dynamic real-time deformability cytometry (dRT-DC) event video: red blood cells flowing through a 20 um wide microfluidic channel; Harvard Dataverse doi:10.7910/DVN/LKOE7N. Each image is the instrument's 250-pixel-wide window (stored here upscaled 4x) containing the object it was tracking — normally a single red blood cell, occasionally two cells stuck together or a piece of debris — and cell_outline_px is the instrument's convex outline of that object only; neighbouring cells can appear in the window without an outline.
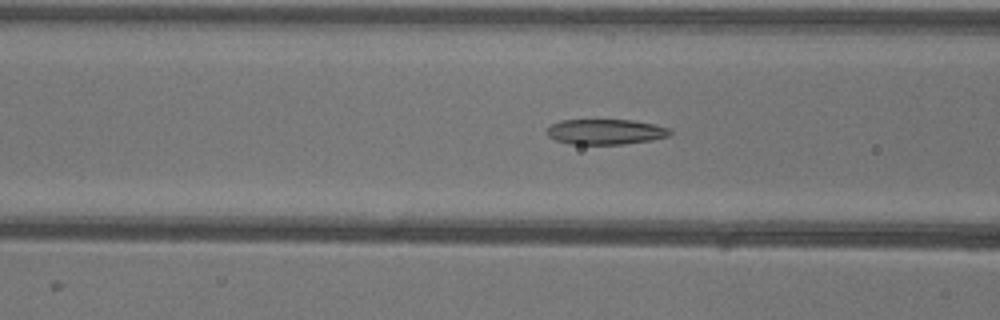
{"species": "common noctule bat (a hibernating species)", "species_latin": "Nyctalus noctula", "temperature_condition": "warm", "stored_images_in_passage": 52, "camera_frame_rate_fps": 3000, "um_per_image_px": 0.085, "animal": {"sex": "female"}, "frame": {"image": 1, "passage_image": 20, "time_ms": 6.333, "image_size_px": [1000, 320], "cell_outline_px": [[672, 132], [668, 136], [652, 140], [624, 144], [568, 144], [556, 140], [548, 136], [544, 132], [552, 124], [560, 120], [632, 120], [656, 124], [672, 128]], "centroid_in_image_um": [51.49, 11.2], "position_along_channel_um": 115.1, "area_um2": 18.38}}
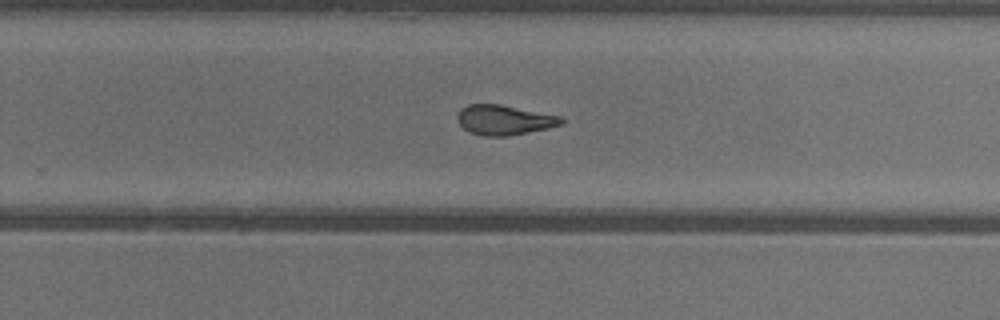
{"frame": {"image": 2, "passage_image": 33, "time_ms": 10.667, "image_size_px": [1000, 320], "cell_outline_px": [[564, 124], [548, 128], [508, 136], [484, 136], [472, 132], [464, 128], [460, 124], [456, 116], [460, 108], [468, 104], [500, 104], [564, 116]], "centroid_in_image_um": [42.9, 10.18], "position_along_channel_um": 286.9, "area_um2": 18.26}}
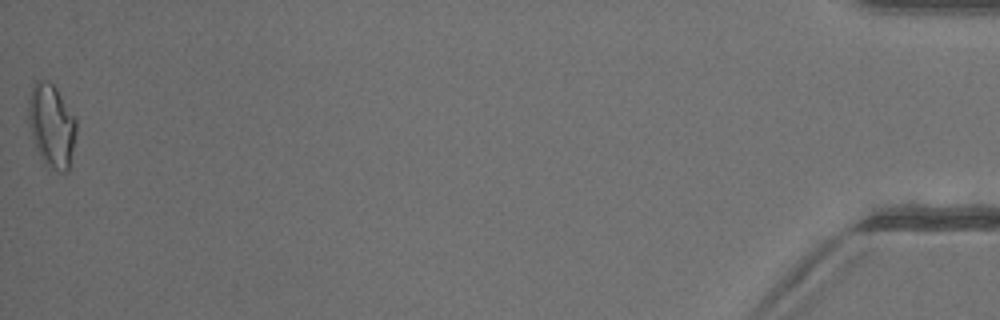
{"frame": {"image": 3, "passage_image": 52, "time_ms": 17.0, "image_size_px": [1000, 320], "cell_outline_px": [[76, 132], [68, 172], [56, 172], [48, 168], [44, 164], [32, 140], [28, 120], [28, 100], [32, 88], [36, 80], [48, 80], [56, 88], [76, 116]], "centroid_in_image_um": [4.38, 10.7], "position_along_channel_um": 430.8, "area_um2": 23.58}, "authors_computed_cell_mechanics": {"area_um2": 19.363, "velocity_mm_per_s": 3.9752, "shape_relaxation_time_tau1_ms": null, "shape_relaxation_time_tau2_ms": 2.2483, "deformation_change_tau1": null, "deformation_change_tau2": 0.1046}}